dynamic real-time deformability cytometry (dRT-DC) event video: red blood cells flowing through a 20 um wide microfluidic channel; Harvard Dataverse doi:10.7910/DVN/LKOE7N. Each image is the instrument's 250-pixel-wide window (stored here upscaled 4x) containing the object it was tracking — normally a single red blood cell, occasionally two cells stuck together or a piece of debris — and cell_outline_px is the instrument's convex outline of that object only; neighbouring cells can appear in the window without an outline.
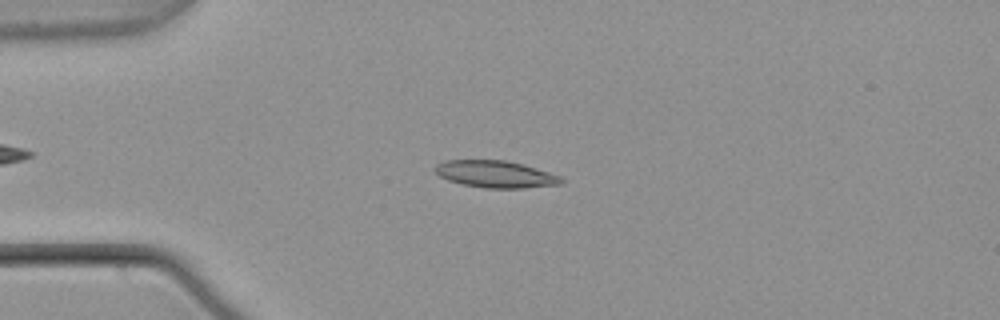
{"species": "common noctule bat (a hibernating species)", "species_latin": "Nyctalus noctula", "temperature_condition": "warm", "stored_images_in_passage": 54, "camera_frame_rate_fps": 3000, "um_per_image_px": 0.085, "animal": {"sex": "male", "body_mass_g": 21.5, "forearm_length_mm": 52.0}, "frame": {"image": 1, "passage_image": 14, "time_ms": 4.333, "image_size_px": [1000, 320], "cell_outline_px": [[564, 180], [560, 184], [524, 188], [484, 188], [464, 184], [448, 180], [440, 176], [432, 168], [436, 164], [444, 160], [504, 160], [536, 168], [560, 176]], "centroid_in_image_um": [42.08, 14.8], "position_along_channel_um": 42.9, "area_um2": 19.71}}
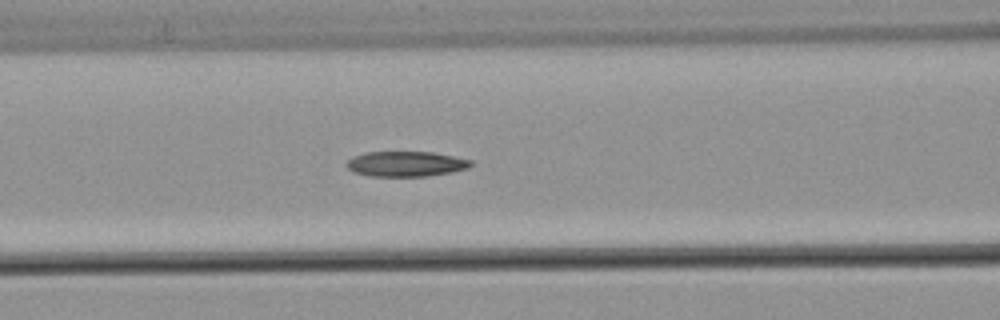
{"frame": {"image": 2, "passage_image": 23, "time_ms": 7.333, "image_size_px": [1000, 320], "cell_outline_px": [[472, 164], [468, 168], [452, 172], [428, 176], [368, 176], [352, 172], [344, 164], [352, 156], [364, 152], [432, 152], [472, 160]], "centroid_in_image_um": [34.45, 13.93], "position_along_channel_um": 132.1, "area_um2": 18.38}}
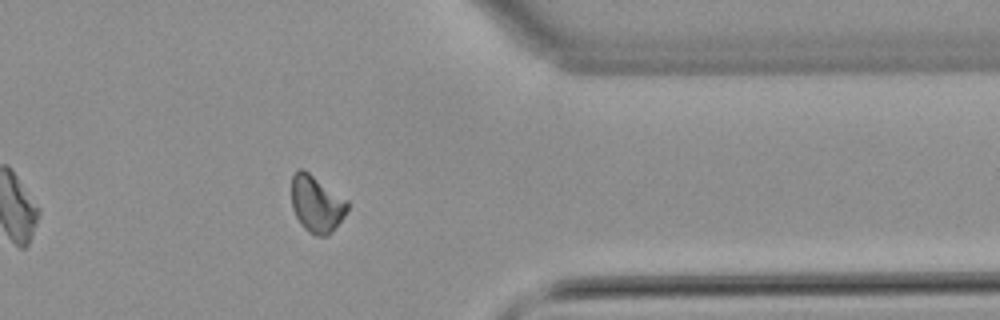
{"frame": {"image": 3, "passage_image": 44, "time_ms": 14.333, "image_size_px": [1000, 320], "cell_outline_px": [[348, 208], [344, 216], [332, 232], [328, 236], [316, 236], [308, 232], [300, 224], [292, 208], [292, 176], [300, 168], [304, 168], [348, 200]], "centroid_in_image_um": [26.91, 17.33], "position_along_channel_um": 384.5, "area_um2": 18.67}}